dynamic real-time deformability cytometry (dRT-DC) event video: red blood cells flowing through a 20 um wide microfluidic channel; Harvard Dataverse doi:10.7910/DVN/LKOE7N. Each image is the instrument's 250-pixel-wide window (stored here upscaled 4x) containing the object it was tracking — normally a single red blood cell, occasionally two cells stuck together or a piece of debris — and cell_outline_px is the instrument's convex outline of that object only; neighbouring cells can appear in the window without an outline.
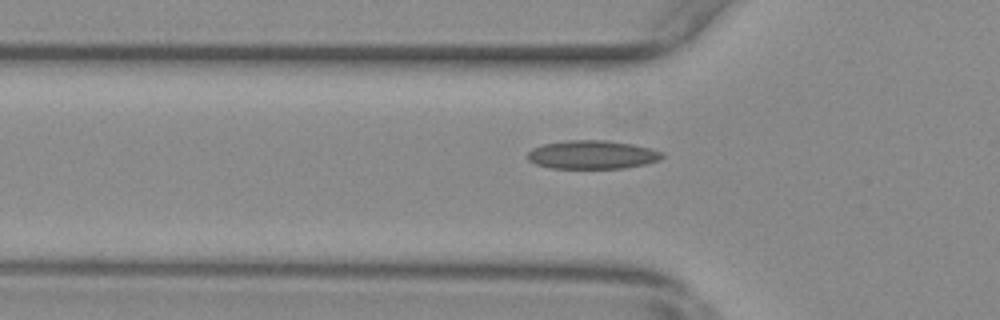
{"species": "common noctule bat (a hibernating species)", "species_latin": "Nyctalus noctula", "temperature_condition": "warm", "stored_images_in_passage": 47, "camera_frame_rate_fps": 3000, "um_per_image_px": 0.085, "animal": {"sex": "female", "body_mass_g": 29.2, "forearm_length_mm": 56.3}, "frame": {"image": 1, "passage_image": 9, "time_ms": 2.667, "image_size_px": [1000, 320], "cell_outline_px": [[664, 156], [660, 160], [644, 164], [624, 168], [552, 168], [536, 164], [528, 160], [528, 152], [532, 148], [544, 144], [568, 140], [608, 140], [632, 144], [664, 152]], "centroid_in_image_um": [50.35, 13.14], "position_along_channel_um": 75.5, "area_um2": 22.31}}
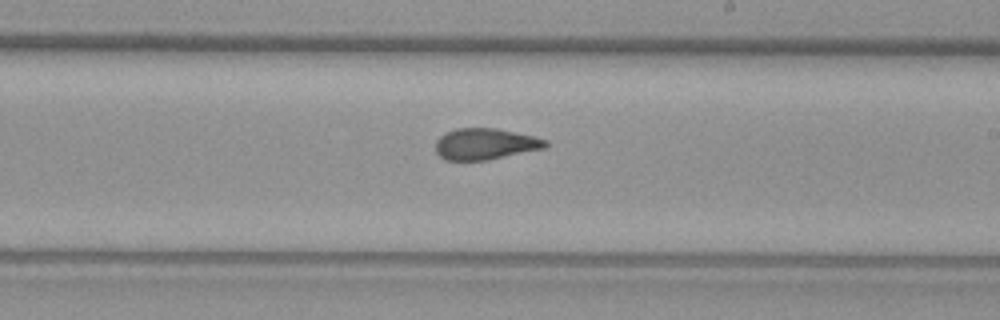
{"frame": {"image": 2, "passage_image": 23, "time_ms": 7.333, "image_size_px": [1000, 320], "cell_outline_px": [[548, 144], [544, 148], [484, 160], [444, 160], [436, 152], [436, 140], [444, 132], [456, 128], [496, 128], [532, 136], [548, 140]], "centroid_in_image_um": [41.19, 12.23], "position_along_channel_um": 247.8, "area_um2": 19.83}}
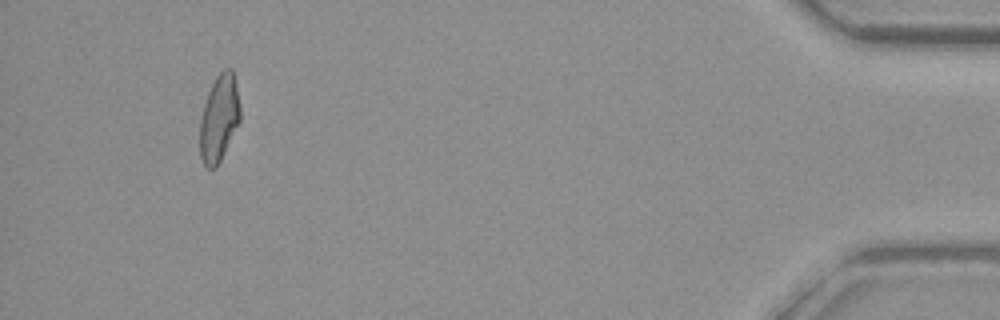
{"frame": {"image": 3, "passage_image": 43, "time_ms": 14.0, "image_size_px": [1000, 320], "cell_outline_px": [[240, 120], [216, 168], [208, 168], [204, 164], [200, 156], [200, 120], [204, 104], [208, 92], [216, 76], [224, 68], [232, 68], [236, 84], [240, 108]], "centroid_in_image_um": [18.62, 10.02], "position_along_channel_um": 416.6, "area_um2": 20.11}, "authors_computed_cell_mechanics": {"area_um2": 20.6346, "velocity_mm_per_s": 3.6832, "shape_relaxation_time_tau1_ms": null, "shape_relaxation_time_tau2_ms": 1.7224, "deformation_change_tau1": null, "deformation_change_tau2": 0.081}}